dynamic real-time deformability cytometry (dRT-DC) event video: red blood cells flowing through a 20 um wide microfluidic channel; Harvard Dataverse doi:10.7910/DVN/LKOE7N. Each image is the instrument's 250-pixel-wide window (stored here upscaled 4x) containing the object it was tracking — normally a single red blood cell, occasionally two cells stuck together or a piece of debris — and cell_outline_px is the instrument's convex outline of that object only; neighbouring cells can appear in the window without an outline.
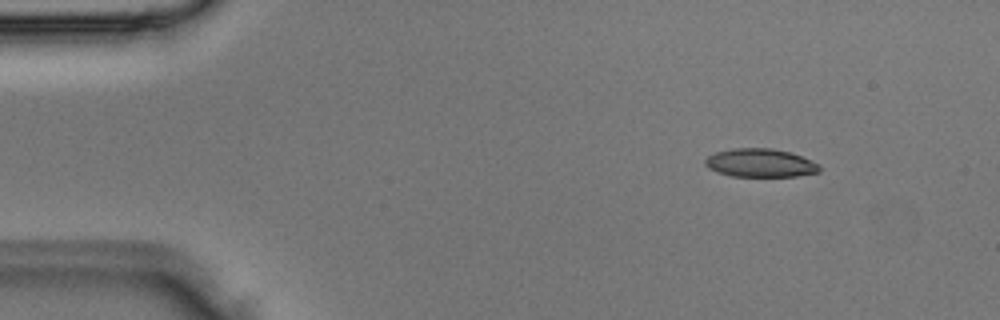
{"species": "Egyptian fruit bat (a non-hibernating species)", "species_latin": "Rousettus aegyptiacus", "temperature_condition": "room temperature", "stored_images_in_passage": 4, "camera_frame_rate_fps": 3000, "um_per_image_px": 0.085, "animal": {"sex": "male"}, "frame": {"image": 1, "passage_image": 2, "time_ms": 0.333, "image_size_px": [1000, 320], "cell_outline_px": [[820, 172], [796, 176], [732, 176], [716, 172], [708, 168], [704, 164], [704, 160], [708, 156], [716, 152], [732, 148], [772, 148], [792, 152], [820, 164]], "centroid_in_image_um": [64.63, 13.84], "position_along_channel_um": 20.4, "area_um2": 19.07}}
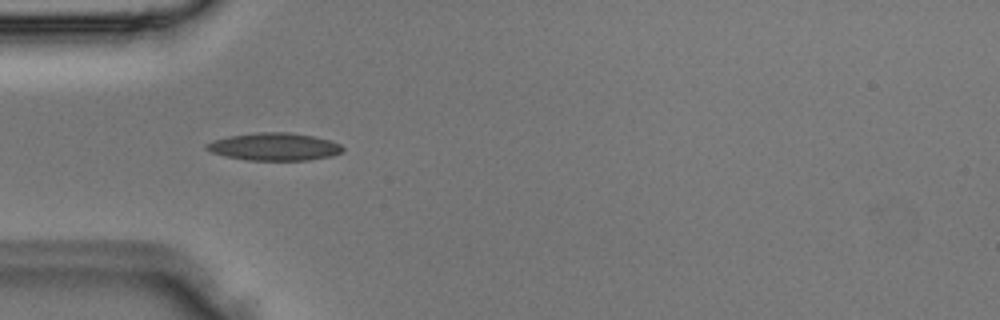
{"frame": {"image": 2, "passage_image": 4, "time_ms": 1.0, "image_size_px": [1000, 320], "cell_outline_px": [[344, 152], [332, 156], [308, 160], [248, 160], [224, 156], [212, 152], [204, 148], [204, 144], [212, 140], [228, 136], [256, 132], [288, 132], [312, 136], [328, 140], [340, 144], [344, 148]], "centroid_in_image_um": [23.29, 12.47], "position_along_channel_um": 61.7, "area_um2": 22.02}}